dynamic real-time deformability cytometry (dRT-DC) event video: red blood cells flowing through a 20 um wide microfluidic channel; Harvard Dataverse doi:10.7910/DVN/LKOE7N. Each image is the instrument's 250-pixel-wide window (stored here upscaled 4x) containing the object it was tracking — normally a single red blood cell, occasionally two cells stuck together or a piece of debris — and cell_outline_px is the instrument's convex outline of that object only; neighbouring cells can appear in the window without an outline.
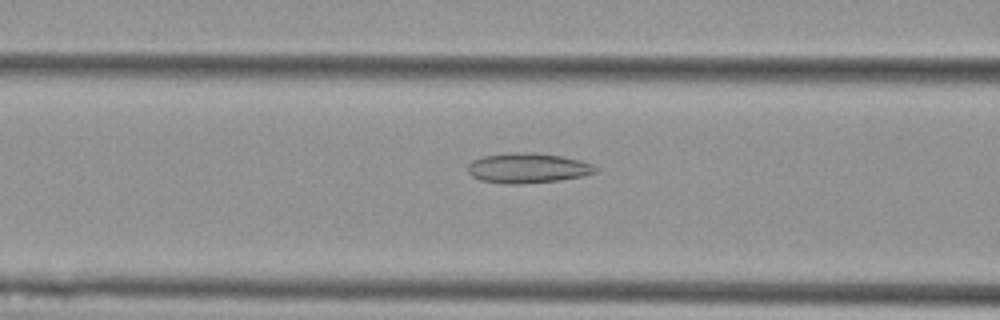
{"species": "Egyptian fruit bat (a non-hibernating species)", "species_latin": "Rousettus aegyptiacus", "temperature_condition": "cold", "stored_images_in_passage": 47, "camera_frame_rate_fps": 3000, "um_per_image_px": 0.085, "animal": {"sex": "female"}, "frame": {"image": 1, "passage_image": 13, "time_ms": 4.0, "image_size_px": [1000, 320], "cell_outline_px": [[596, 172], [584, 176], [560, 180], [516, 184], [504, 184], [480, 180], [472, 176], [468, 172], [468, 164], [472, 160], [484, 156], [512, 152], [532, 152], [560, 156], [580, 160], [592, 164], [596, 168]], "centroid_in_image_um": [44.84, 14.28], "position_along_channel_um": 121.8, "area_um2": 22.31}}
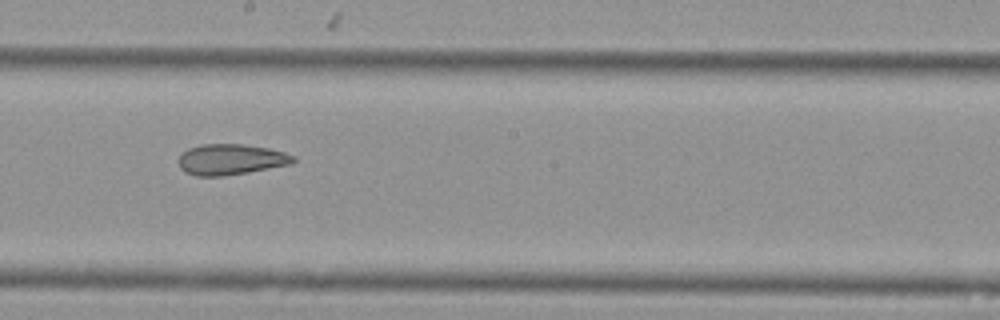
{"frame": {"image": 2, "passage_image": 22, "time_ms": 7.0, "image_size_px": [1000, 320], "cell_outline_px": [[296, 160], [292, 164], [248, 172], [220, 176], [196, 176], [184, 172], [180, 168], [180, 152], [188, 148], [200, 144], [244, 144], [268, 148], [284, 152], [296, 156]], "centroid_in_image_um": [19.62, 13.54], "position_along_channel_um": 228.6, "area_um2": 20.69}}
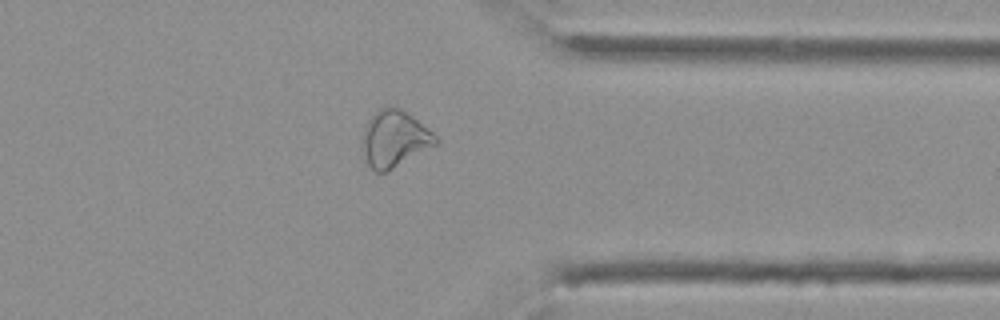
{"frame": {"image": 3, "passage_image": 35, "time_ms": 11.333, "image_size_px": [1000, 320], "cell_outline_px": [[440, 140], [436, 144], [392, 168], [384, 172], [376, 172], [368, 164], [364, 156], [360, 136], [368, 120], [380, 108], [400, 108], [412, 116], [432, 132]], "centroid_in_image_um": [33.49, 11.79], "position_along_channel_um": 377.9, "area_um2": 23.64}, "authors_computed_cell_mechanics": {"area_um2": 22.5998, "velocity_mm_per_s": 3.5772, "shape_relaxation_time_tau1_ms": null, "shape_relaxation_time_tau2_ms": 4.0259, "deformation_change_tau1": null, "deformation_change_tau2": 0.1222}}